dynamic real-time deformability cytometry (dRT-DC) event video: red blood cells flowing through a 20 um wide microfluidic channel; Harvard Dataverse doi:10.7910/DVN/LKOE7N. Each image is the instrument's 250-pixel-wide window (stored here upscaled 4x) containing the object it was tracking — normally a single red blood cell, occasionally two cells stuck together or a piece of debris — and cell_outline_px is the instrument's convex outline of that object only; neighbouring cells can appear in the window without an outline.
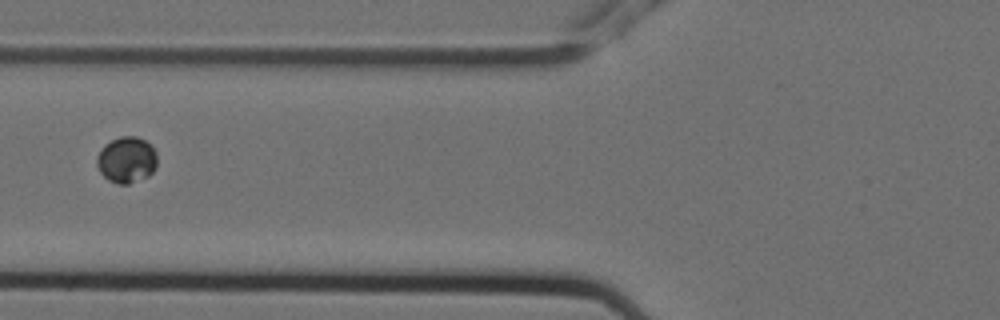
{"species": "Egyptian fruit bat (a non-hibernating species)", "species_latin": "Rousettus aegyptiacus", "temperature_condition": "cold", "stored_images_in_passage": 4, "camera_frame_rate_fps": 3000, "um_per_image_px": 0.085, "animal": {"sex": "female"}, "frame": {"image": 1, "passage_image": 3, "time_ms": 0.667, "image_size_px": [1000, 320], "cell_outline_px": [[156, 168], [148, 176], [128, 184], [116, 184], [108, 180], [100, 172], [96, 164], [96, 156], [100, 148], [104, 144], [120, 136], [136, 136], [144, 140], [156, 152]], "centroid_in_image_um": [10.72, 13.59], "position_along_channel_um": 115.1, "area_um2": 16.3}}
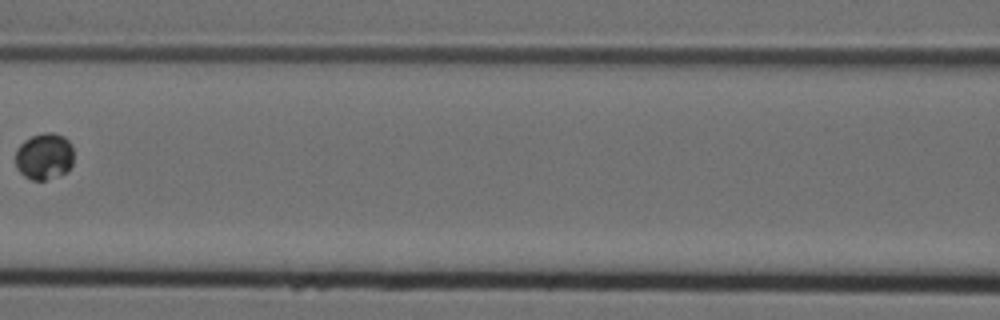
{"frame": {"image": 2, "passage_image": 4, "time_ms": 1.0, "image_size_px": [1000, 320], "cell_outline_px": [[72, 164], [68, 172], [44, 180], [32, 180], [24, 176], [16, 168], [16, 148], [24, 140], [32, 136], [44, 132], [52, 132], [64, 136], [72, 144]], "centroid_in_image_um": [3.76, 13.28], "position_along_channel_um": 162.8, "area_um2": 15.95}}